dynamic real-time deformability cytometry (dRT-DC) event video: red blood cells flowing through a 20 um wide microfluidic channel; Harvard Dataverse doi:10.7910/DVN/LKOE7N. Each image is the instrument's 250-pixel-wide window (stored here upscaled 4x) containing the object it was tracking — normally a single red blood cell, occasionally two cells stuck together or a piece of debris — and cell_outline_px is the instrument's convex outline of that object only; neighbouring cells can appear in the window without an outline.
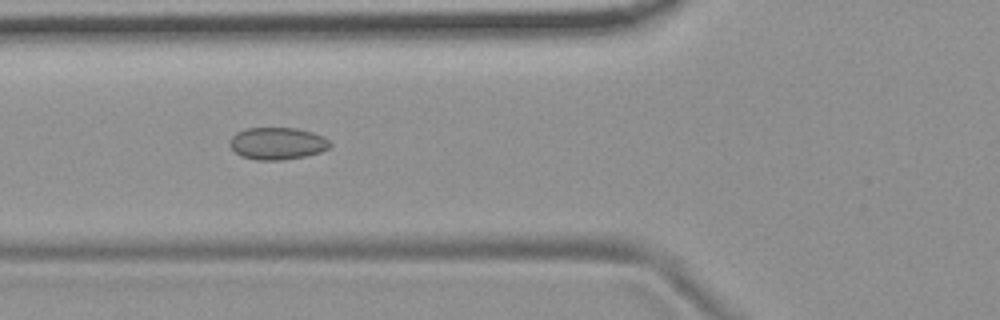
{"species": "common noctule bat (a hibernating species)", "species_latin": "Nyctalus noctula", "temperature_condition": "room temperature", "stored_images_in_passage": 15, "camera_frame_rate_fps": 3000, "um_per_image_px": 0.085, "animal": {"sex": "female", "body_mass_g": 19.9}, "frame": {"image": 1, "passage_image": 5, "time_ms": 5.333, "image_size_px": [1000, 320], "cell_outline_px": [[332, 144], [328, 148], [320, 152], [304, 156], [284, 160], [256, 160], [240, 156], [228, 144], [228, 140], [236, 132], [244, 128], [296, 128], [312, 132], [324, 136]], "centroid_in_image_um": [23.54, 12.19], "position_along_channel_um": 102.3, "area_um2": 18.96}}
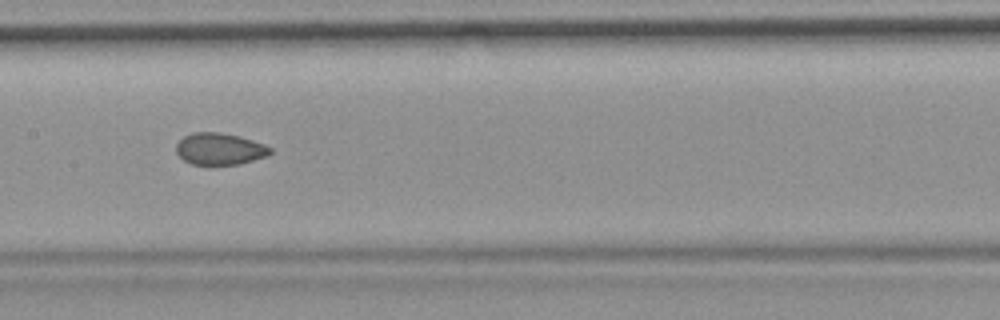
{"frame": {"image": 2, "passage_image": 7, "time_ms": 7.667, "image_size_px": [1000, 320], "cell_outline_px": [[272, 152], [268, 156], [240, 164], [192, 164], [184, 160], [176, 152], [176, 144], [184, 136], [192, 132], [220, 132], [240, 136], [264, 144], [272, 148]], "centroid_in_image_um": [18.69, 12.65], "position_along_channel_um": 188.7, "area_um2": 17.46}}